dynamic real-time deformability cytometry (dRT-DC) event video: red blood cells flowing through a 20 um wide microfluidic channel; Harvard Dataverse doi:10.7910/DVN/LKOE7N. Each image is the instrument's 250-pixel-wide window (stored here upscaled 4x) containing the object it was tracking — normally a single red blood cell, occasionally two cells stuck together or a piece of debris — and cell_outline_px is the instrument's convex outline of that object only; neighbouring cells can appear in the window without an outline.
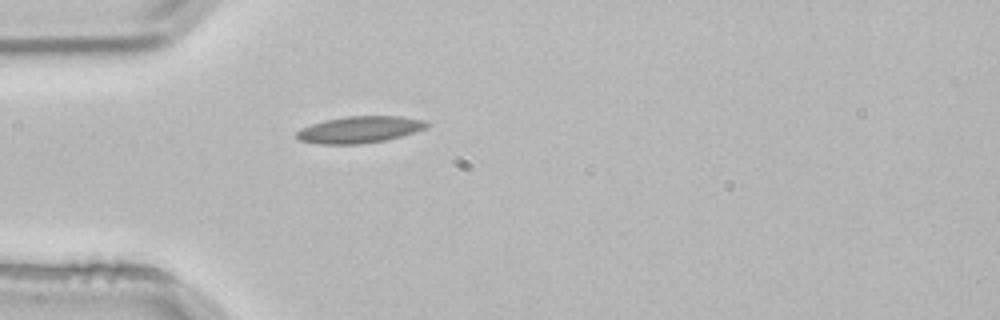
{"species": "common noctule bat (a hibernating species)", "species_latin": "Nyctalus noctula", "temperature_condition": "room temperature", "stored_images_in_passage": 4, "camera_frame_rate_fps": 3000, "um_per_image_px": 0.085, "animal": {"sex": "male", "body_mass_g": 21.5, "forearm_length_mm": 52.0}, "frame": {"image": 1, "passage_image": 4, "time_ms": 1.0, "image_size_px": [1000, 320], "cell_outline_px": [[428, 124], [424, 128], [400, 136], [384, 140], [360, 144], [320, 144], [300, 140], [296, 136], [296, 132], [300, 128], [324, 120], [344, 116], [400, 116], [424, 120]], "centroid_in_image_um": [30.51, 11.01], "position_along_channel_um": 54.5, "area_um2": 20.0}}